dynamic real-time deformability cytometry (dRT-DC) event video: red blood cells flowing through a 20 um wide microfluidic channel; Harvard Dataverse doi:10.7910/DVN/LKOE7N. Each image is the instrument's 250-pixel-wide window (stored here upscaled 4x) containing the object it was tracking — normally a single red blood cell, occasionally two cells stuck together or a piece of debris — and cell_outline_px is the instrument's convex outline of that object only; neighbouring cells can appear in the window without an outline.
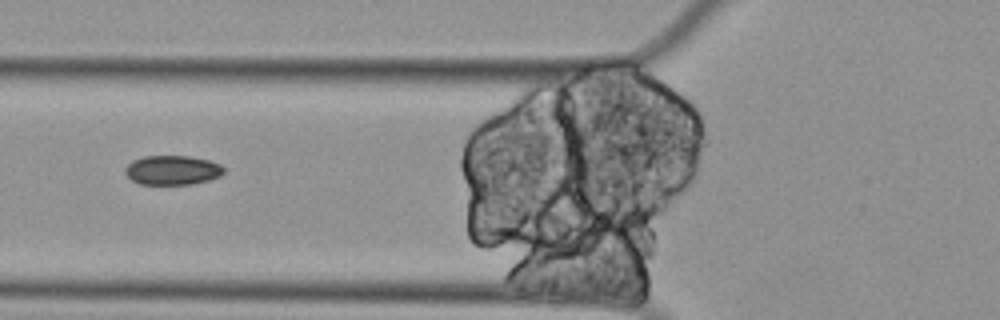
{"species": "Egyptian fruit bat (a non-hibernating species)", "species_latin": "Rousettus aegyptiacus", "temperature_condition": "cold", "stored_images_in_passage": 28, "segment_of_instrument_passage": [3, 3], "camera_frame_rate_fps": 3000, "um_per_image_px": 0.085, "animal": {"sex": "female"}, "frame": {"image": 1, "passage_image": 10, "time_ms": 3.0, "image_size_px": [1000, 320], "cell_outline_px": [[224, 172], [220, 176], [208, 180], [192, 184], [140, 184], [132, 180], [124, 172], [124, 168], [132, 160], [144, 156], [188, 156], [208, 160], [220, 164], [224, 168]], "centroid_in_image_um": [14.64, 14.46], "position_along_channel_um": 111.2, "area_um2": 16.88}}
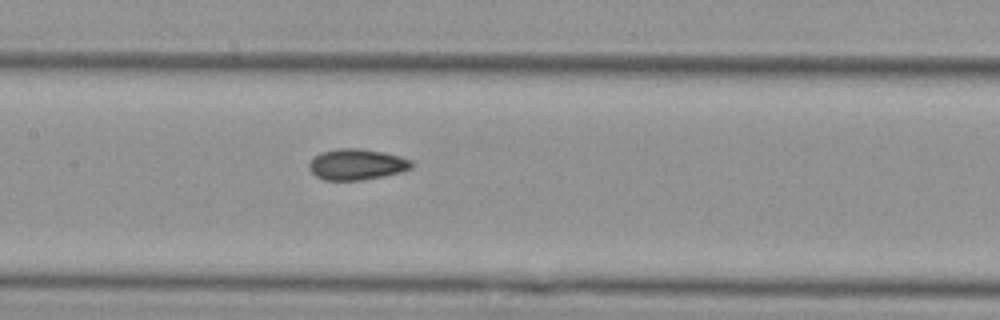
{"frame": {"image": 2, "passage_image": 16, "time_ms": 5.0, "image_size_px": [1000, 320], "cell_outline_px": [[412, 168], [404, 172], [364, 180], [324, 180], [316, 176], [308, 168], [308, 164], [320, 152], [336, 148], [356, 148], [380, 152], [400, 156], [412, 160]], "centroid_in_image_um": [30.33, 13.98], "position_along_channel_um": 177.1, "area_um2": 18.55}}
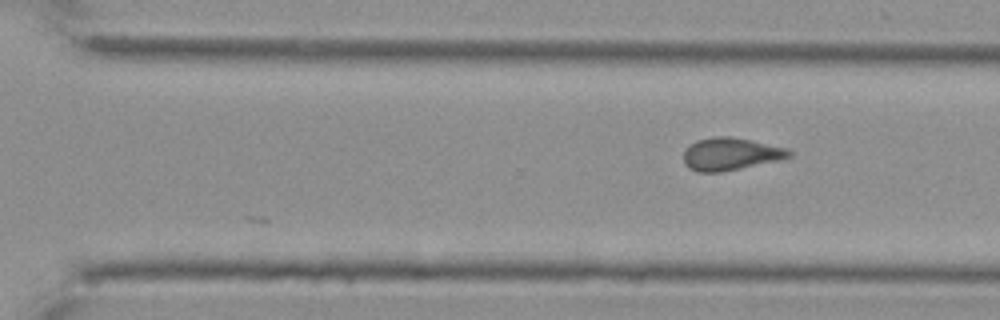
{"frame": {"image": 3, "passage_image": 28, "time_ms": 9.0, "image_size_px": [1000, 320], "cell_outline_px": [[792, 156], [784, 160], [724, 172], [700, 172], [688, 168], [684, 164], [684, 152], [696, 140], [716, 136], [732, 136], [752, 140], [788, 148], [792, 152]], "centroid_in_image_um": [62.17, 13.1], "position_along_channel_um": 308.4, "area_um2": 20.4}}